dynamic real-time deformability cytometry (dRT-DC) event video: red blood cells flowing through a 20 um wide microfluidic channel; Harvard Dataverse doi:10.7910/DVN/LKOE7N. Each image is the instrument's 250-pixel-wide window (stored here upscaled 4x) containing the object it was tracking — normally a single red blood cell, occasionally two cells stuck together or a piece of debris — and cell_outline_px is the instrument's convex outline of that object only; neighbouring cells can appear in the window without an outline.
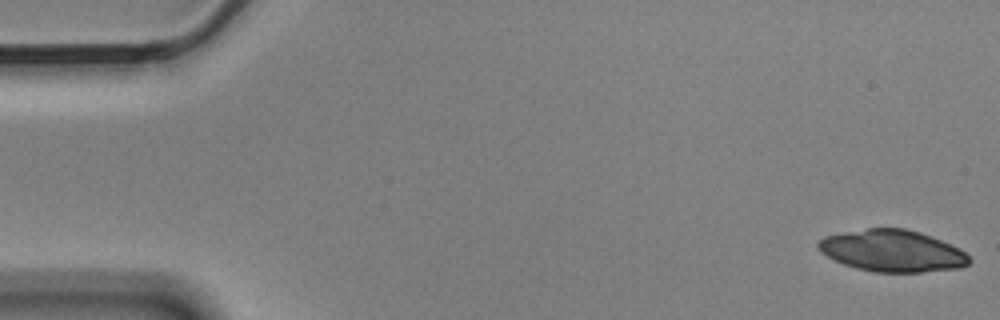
{"species": "Egyptian fruit bat (a non-hibernating species)", "species_latin": "Rousettus aegyptiacus", "temperature_condition": "cold", "stored_images_in_passage": 55, "camera_frame_rate_fps": 3000, "um_per_image_px": 0.085, "animal": {"sex": "male"}, "frame": {"image": 1, "passage_image": 1, "time_ms": 0.0, "image_size_px": [1000, 320], "cell_outline_px": [[972, 260], [968, 264], [960, 268], [920, 272], [872, 272], [856, 268], [844, 264], [820, 252], [816, 244], [824, 236], [840, 232], [868, 228], [904, 228], [920, 232], [932, 236], [960, 248]], "centroid_in_image_um": [75.84, 21.31], "position_along_channel_um": 9.2, "area_um2": 36.88}}